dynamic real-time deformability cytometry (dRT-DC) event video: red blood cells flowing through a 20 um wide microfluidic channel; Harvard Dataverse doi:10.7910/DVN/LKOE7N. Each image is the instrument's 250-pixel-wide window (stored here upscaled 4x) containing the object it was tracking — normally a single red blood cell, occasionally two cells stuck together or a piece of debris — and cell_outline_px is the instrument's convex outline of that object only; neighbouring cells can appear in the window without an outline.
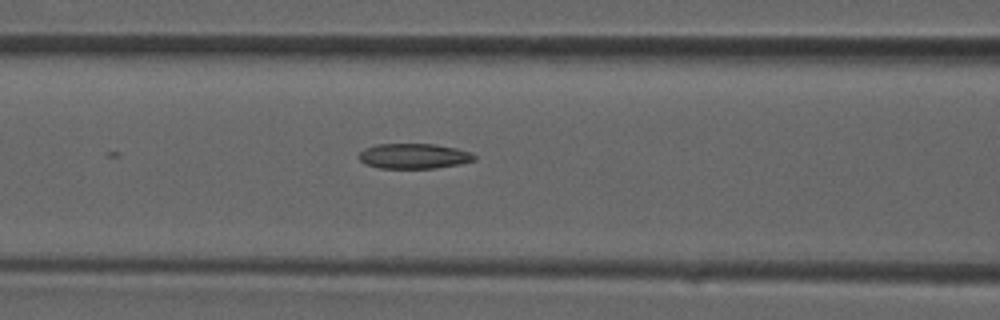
{"species": "common noctule bat (a hibernating species)", "species_latin": "Nyctalus noctula", "temperature_condition": "room temperature", "stored_images_in_passage": 5, "camera_frame_rate_fps": 3000, "um_per_image_px": 0.085, "animal": {"sex": "male", "forearm_length_mm": 52.5}, "frame": {"image": 1, "passage_image": 5, "time_ms": 1.333, "image_size_px": [1000, 320], "cell_outline_px": [[476, 160], [460, 164], [436, 168], [380, 168], [364, 164], [356, 156], [364, 148], [376, 144], [436, 144], [456, 148], [472, 152], [476, 156]], "centroid_in_image_um": [35.17, 13.26], "position_along_channel_um": 131.4, "area_um2": 17.17}}